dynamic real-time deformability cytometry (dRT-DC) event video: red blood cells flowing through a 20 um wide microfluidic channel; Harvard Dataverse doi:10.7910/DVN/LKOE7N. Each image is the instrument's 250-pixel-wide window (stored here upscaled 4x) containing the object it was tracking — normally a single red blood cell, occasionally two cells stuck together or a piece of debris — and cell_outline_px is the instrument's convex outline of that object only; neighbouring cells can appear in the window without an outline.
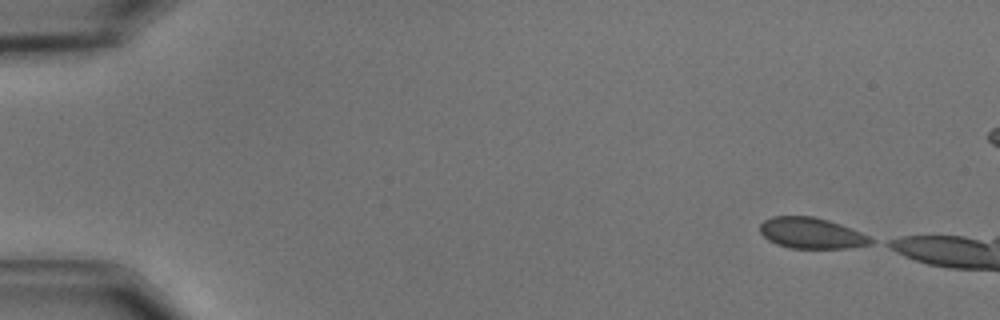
{"species": "common noctule bat (a hibernating species)", "species_latin": "Nyctalus noctula", "temperature_condition": "cold", "stored_images_in_passage": 13, "camera_frame_rate_fps": 3000, "um_per_image_px": 0.085, "animal": {"sex": "male", "body_mass_g": 15.6}, "frame": {"image": 1, "passage_image": 1, "time_ms": 0.0, "image_size_px": [1000, 320], "cell_outline_px": [[876, 240], [872, 244], [848, 248], [792, 248], [776, 244], [768, 240], [760, 232], [760, 224], [764, 220], [772, 216], [812, 216], [828, 220], [840, 224], [860, 232]], "centroid_in_image_um": [68.97, 19.82], "position_along_channel_um": 16.0, "area_um2": 19.94}}